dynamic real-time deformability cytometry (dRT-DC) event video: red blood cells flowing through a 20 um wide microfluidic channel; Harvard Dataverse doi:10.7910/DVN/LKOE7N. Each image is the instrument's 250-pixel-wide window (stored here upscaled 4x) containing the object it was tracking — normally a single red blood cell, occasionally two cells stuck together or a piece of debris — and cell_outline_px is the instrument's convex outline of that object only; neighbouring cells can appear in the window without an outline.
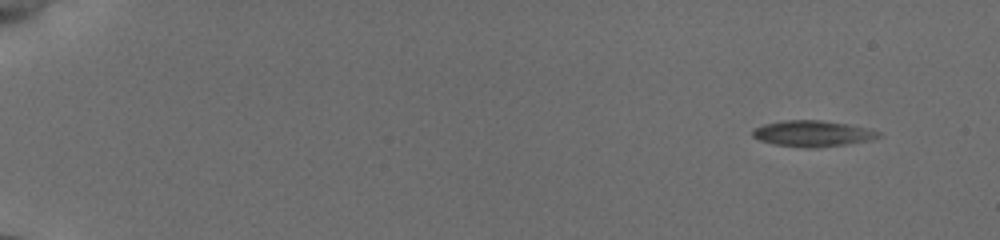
{"species": "common noctule bat (a hibernating species)", "species_latin": "Nyctalus noctula", "temperature_condition": "cold", "stored_images_in_passage": 74, "camera_frame_rate_fps": 3000, "um_per_image_px": 0.085, "animal": {"sex": "female", "body_mass_g": 19.5, "forearm_length_mm": 54.1}, "frame": {"image": 1, "passage_image": 1, "time_ms": 0.0, "image_size_px": [1000, 240], "cell_outline_px": [[880, 136], [872, 140], [844, 144], [776, 144], [760, 140], [752, 136], [752, 132], [756, 128], [764, 124], [784, 120], [820, 120], [848, 124], [880, 132]], "centroid_in_image_um": [69.07, 11.29], "position_along_channel_um": 15.9, "area_um2": 17.69}}
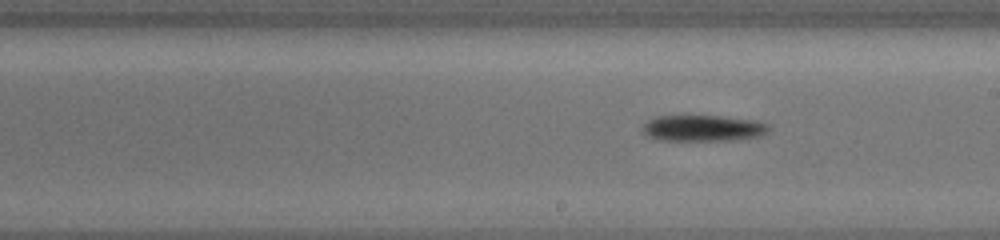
{"frame": {"image": 2, "passage_image": 41, "time_ms": 9.667, "image_size_px": [1000, 240], "cell_outline_px": [[768, 132], [760, 136], [736, 140], [660, 140], [648, 136], [644, 132], [644, 124], [648, 120], [656, 116], [720, 116], [752, 120], [768, 124]], "centroid_in_image_um": [59.77, 10.9], "position_along_channel_um": 229.2, "area_um2": 19.02}}
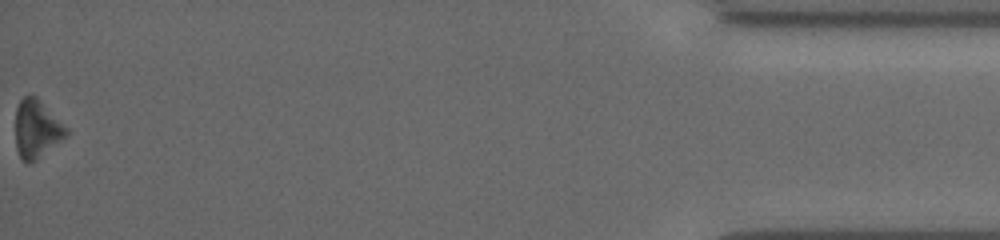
{"frame": {"image": 3, "passage_image": 74, "time_ms": 17.0, "image_size_px": [1000, 240], "cell_outline_px": [[68, 136], [32, 164], [28, 164], [20, 156], [16, 148], [16, 108], [20, 100], [24, 96], [36, 96], [68, 128]], "centroid_in_image_um": [3.14, 10.99], "position_along_channel_um": 432.1, "area_um2": 17.34}, "authors_computed_cell_mechanics": {"area_um2": 18.0625, "velocity_mm_per_s": 3.845, "shape_relaxation_time_tau1_ms": 1.0292, "shape_relaxation_time_tau2_ms": null, "deformation_change_tau1": 0.0927, "deformation_change_tau2": null}}